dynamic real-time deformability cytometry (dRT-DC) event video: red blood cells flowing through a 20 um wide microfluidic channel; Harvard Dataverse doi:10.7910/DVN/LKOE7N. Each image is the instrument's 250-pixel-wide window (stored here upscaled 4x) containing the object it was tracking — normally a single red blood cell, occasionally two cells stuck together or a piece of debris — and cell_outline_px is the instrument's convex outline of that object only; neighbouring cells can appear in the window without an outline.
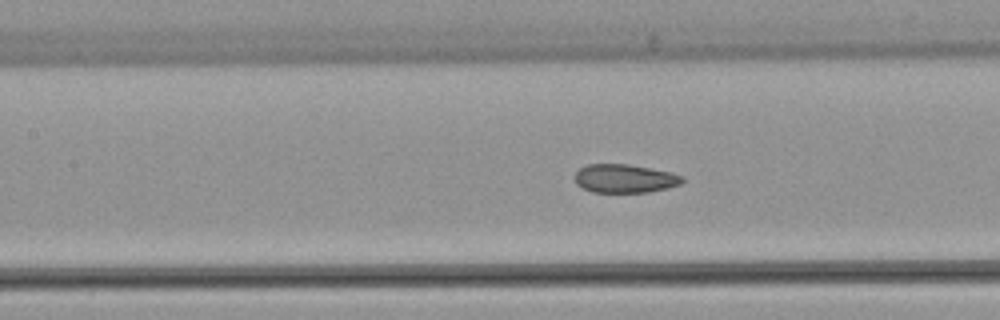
{"species": "common noctule bat (a hibernating species)", "species_latin": "Nyctalus noctula", "temperature_condition": "warm", "stored_images_in_passage": 22, "camera_frame_rate_fps": 3000, "um_per_image_px": 0.085, "animal": {"sex": "female", "body_mass_g": 22.7, "forearm_length_mm": 54.2}, "frame": {"image": 1, "passage_image": 10, "time_ms": 3.0, "image_size_px": [1000, 320], "cell_outline_px": [[684, 180], [680, 184], [668, 188], [648, 192], [592, 192], [576, 184], [576, 172], [580, 168], [588, 164], [628, 164], [672, 172], [684, 176]], "centroid_in_image_um": [53.14, 15.17], "position_along_channel_um": 154.3, "area_um2": 17.86}}